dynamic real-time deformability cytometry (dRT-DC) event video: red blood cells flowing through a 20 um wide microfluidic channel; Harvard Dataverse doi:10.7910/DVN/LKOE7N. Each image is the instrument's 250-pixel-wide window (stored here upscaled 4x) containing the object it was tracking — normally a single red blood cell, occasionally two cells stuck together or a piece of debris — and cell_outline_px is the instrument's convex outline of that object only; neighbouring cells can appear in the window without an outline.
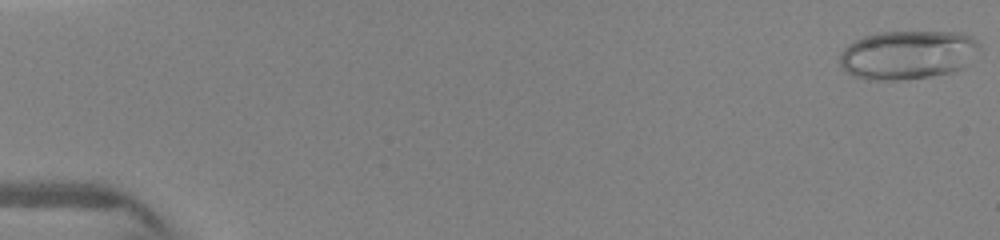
{"species": "human", "species_latin": "Homo sapiens", "temperature_condition": "warm", "stored_images_in_passage": 8, "camera_frame_rate_fps": 3000, "um_per_image_px": 0.085, "donor": {"sex": "female"}, "frame": {"image": 1, "passage_image": 1, "time_ms": 0.0, "image_size_px": [1000, 240], "cell_outline_px": [[980, 48], [964, 68], [952, 72], [928, 76], [900, 80], [868, 80], [856, 76], [848, 72], [840, 64], [840, 52], [848, 44], [864, 36], [880, 32], [960, 32], [972, 36], [980, 44]], "centroid_in_image_um": [77.17, 4.65], "position_along_channel_um": 7.8, "area_um2": 39.77}}